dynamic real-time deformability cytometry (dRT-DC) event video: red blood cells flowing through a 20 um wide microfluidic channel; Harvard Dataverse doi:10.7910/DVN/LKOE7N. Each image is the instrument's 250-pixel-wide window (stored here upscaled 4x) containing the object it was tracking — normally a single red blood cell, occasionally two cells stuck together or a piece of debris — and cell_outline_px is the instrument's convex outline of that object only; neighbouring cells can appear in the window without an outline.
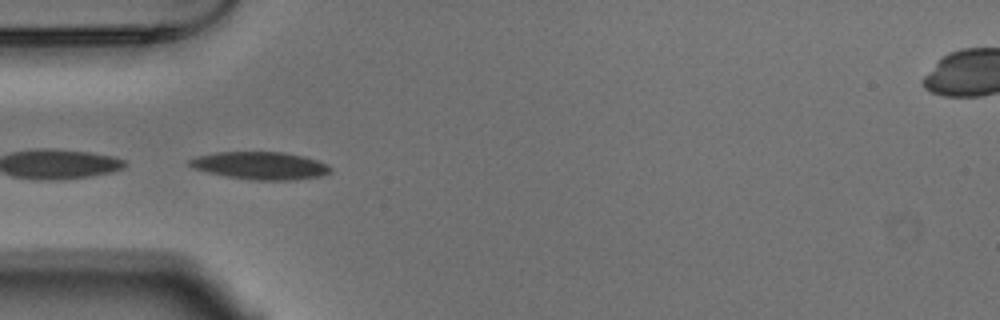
{"species": "Egyptian fruit bat (a non-hibernating species)", "species_latin": "Rousettus aegyptiacus", "temperature_condition": "warm", "stored_images_in_passage": 27, "camera_frame_rate_fps": 3000, "um_per_image_px": 0.085, "animal": {"sex": "male"}, "frame": {"image": 1, "passage_image": 5, "time_ms": 1.333, "image_size_px": [1000, 320], "cell_outline_px": [[332, 168], [328, 172], [320, 176], [296, 180], [252, 180], [224, 176], [192, 168], [184, 164], [188, 160], [196, 156], [216, 152], [284, 152], [304, 156], [328, 164]], "centroid_in_image_um": [22.07, 14.07], "position_along_channel_um": 62.9, "area_um2": 22.89}}
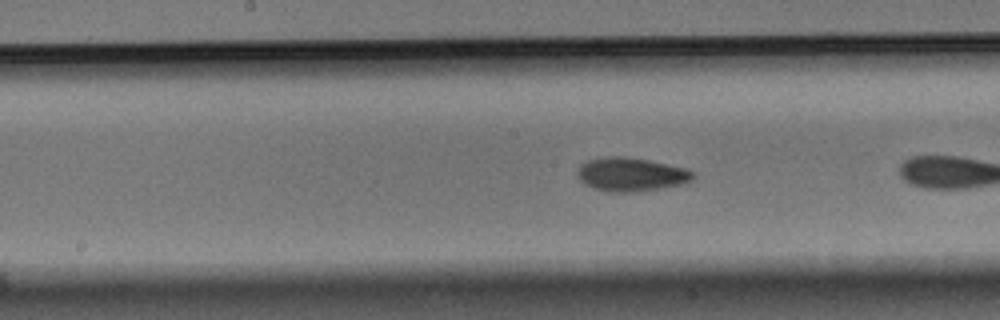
{"frame": {"image": 2, "passage_image": 12, "time_ms": 3.667, "image_size_px": [1000, 320], "cell_outline_px": [[696, 176], [692, 180], [684, 184], [636, 192], [608, 192], [592, 188], [584, 184], [576, 176], [576, 172], [580, 164], [588, 160], [608, 156], [624, 156], [648, 160], [688, 168], [696, 172]], "centroid_in_image_um": [53.65, 14.83], "position_along_channel_um": 194.5, "area_um2": 23.12}}